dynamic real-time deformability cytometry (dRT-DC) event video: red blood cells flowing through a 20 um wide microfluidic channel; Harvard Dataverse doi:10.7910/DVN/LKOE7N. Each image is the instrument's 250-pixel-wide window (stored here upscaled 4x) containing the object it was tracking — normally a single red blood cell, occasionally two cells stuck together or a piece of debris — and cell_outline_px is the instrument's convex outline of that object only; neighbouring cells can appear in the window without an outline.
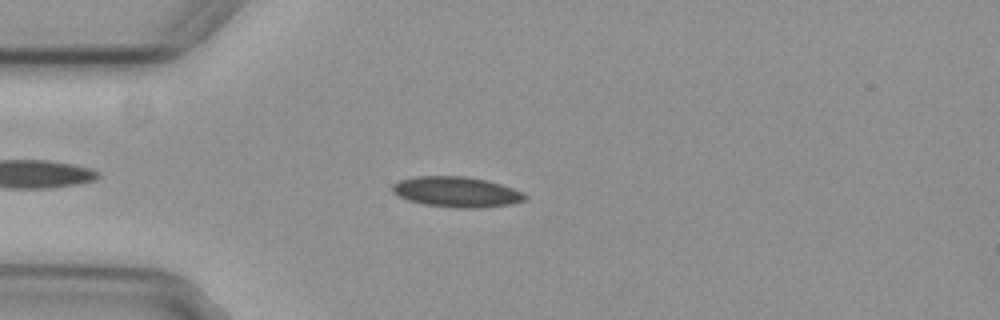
{"species": "common noctule bat (a hibernating species)", "species_latin": "Nyctalus noctula", "temperature_condition": "cold", "stored_images_in_passage": 3, "camera_frame_rate_fps": 3000, "um_per_image_px": 0.085, "animal": {"sex": "female", "body_mass_g": 29.2, "forearm_length_mm": 56.3}, "frame": {"image": 1, "passage_image": 3, "time_ms": 0.667, "image_size_px": [1000, 320], "cell_outline_px": [[528, 196], [524, 200], [512, 204], [480, 208], [456, 208], [424, 204], [408, 200], [392, 192], [392, 184], [400, 180], [416, 176], [464, 176], [488, 180], [524, 192]], "centroid_in_image_um": [38.82, 16.31], "position_along_channel_um": 46.2, "area_um2": 23.58}}